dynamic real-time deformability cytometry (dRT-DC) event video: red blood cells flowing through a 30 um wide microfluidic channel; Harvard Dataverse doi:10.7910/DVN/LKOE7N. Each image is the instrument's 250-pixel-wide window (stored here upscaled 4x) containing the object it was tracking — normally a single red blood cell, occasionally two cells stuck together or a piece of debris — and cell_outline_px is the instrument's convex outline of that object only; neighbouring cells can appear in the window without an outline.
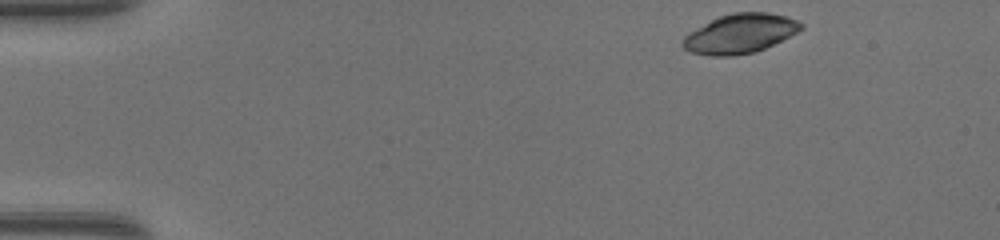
{"species": "common noctule bat (a hibernating species)", "species_latin": "Nyctalus noctula", "temperature_condition": "warm", "stored_images_in_passage": 43, "camera_frame_rate_fps": 3000, "um_per_image_px": 0.085, "animal": {"sex": "female", "body_mass_g": 17.0, "forearm_length_mm": 48.0}, "frame": {"image": 1, "passage_image": 1, "time_ms": 0.0, "image_size_px": [1000, 240], "cell_outline_px": [[804, 28], [764, 48], [752, 52], [732, 56], [708, 56], [692, 52], [684, 48], [680, 44], [684, 36], [688, 32], [720, 16], [732, 12], [768, 12], [788, 16], [804, 24]], "centroid_in_image_um": [62.88, 2.85], "position_along_channel_um": 22.1, "area_um2": 26.93}}
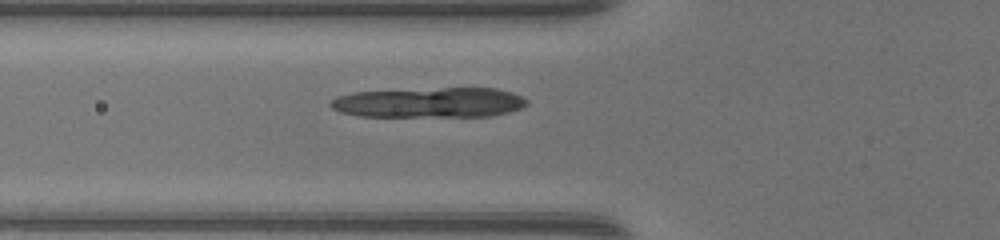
{"frame": {"image": 2, "passage_image": 13, "time_ms": 4.0, "image_size_px": [1000, 240], "cell_outline_px": [[528, 104], [524, 108], [492, 116], [360, 116], [340, 112], [332, 108], [328, 104], [336, 96], [356, 92], [444, 88], [496, 88], [512, 92], [528, 100]], "centroid_in_image_um": [36.54, 8.72], "position_along_channel_um": 89.3, "area_um2": 34.33}}